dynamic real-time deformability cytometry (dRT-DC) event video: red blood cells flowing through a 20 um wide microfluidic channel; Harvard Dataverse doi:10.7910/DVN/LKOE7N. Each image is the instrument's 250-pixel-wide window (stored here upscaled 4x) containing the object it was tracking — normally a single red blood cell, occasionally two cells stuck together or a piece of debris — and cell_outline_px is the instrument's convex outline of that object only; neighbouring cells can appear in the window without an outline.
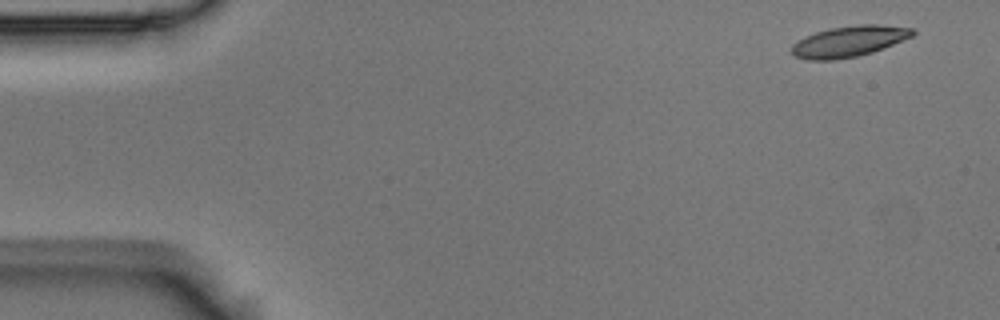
{"species": "Egyptian fruit bat (a non-hibernating species)", "species_latin": "Rousettus aegyptiacus", "temperature_condition": "room temperature", "stored_images_in_passage": 4, "camera_frame_rate_fps": 3000, "um_per_image_px": 0.085, "animal": {"sex": "male"}, "frame": {"image": 1, "passage_image": 1, "time_ms": 0.0, "image_size_px": [1000, 320], "cell_outline_px": [[916, 32], [912, 36], [884, 48], [872, 52], [856, 56], [832, 60], [808, 60], [792, 56], [788, 52], [792, 44], [796, 40], [804, 36], [828, 28], [856, 24], [880, 24], [912, 28]], "centroid_in_image_um": [72.09, 3.51], "position_along_channel_um": 12.9, "area_um2": 22.14}}
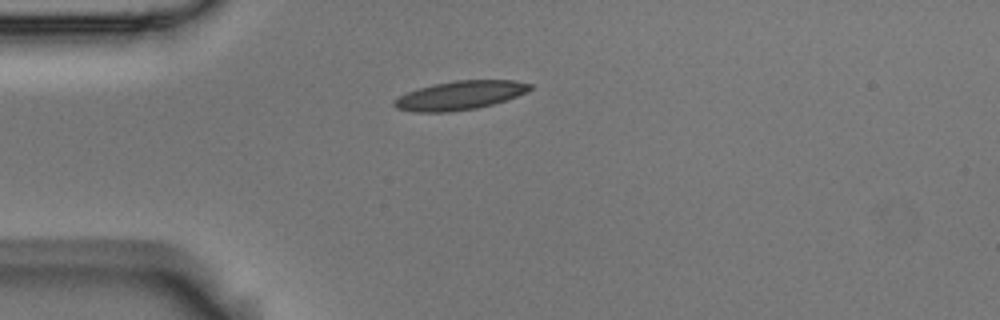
{"frame": {"image": 2, "passage_image": 4, "time_ms": 1.0, "image_size_px": [1000, 320], "cell_outline_px": [[532, 88], [516, 96], [492, 104], [476, 108], [448, 112], [412, 112], [396, 108], [392, 104], [392, 100], [408, 92], [432, 84], [456, 80], [516, 80], [532, 84]], "centroid_in_image_um": [39.06, 8.1], "position_along_channel_um": 45.9, "area_um2": 22.66}}